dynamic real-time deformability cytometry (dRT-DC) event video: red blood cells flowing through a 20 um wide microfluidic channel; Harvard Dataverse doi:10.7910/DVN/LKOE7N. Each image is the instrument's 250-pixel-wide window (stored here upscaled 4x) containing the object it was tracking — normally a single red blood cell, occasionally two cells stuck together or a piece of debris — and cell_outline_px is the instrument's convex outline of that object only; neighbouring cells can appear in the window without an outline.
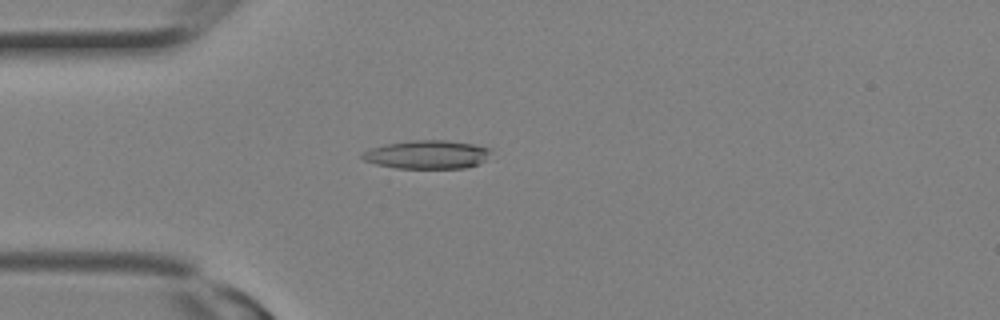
{"species": "Egyptian fruit bat (a non-hibernating species)", "species_latin": "Rousettus aegyptiacus", "temperature_condition": "room temperature", "stored_images_in_passage": 2, "camera_frame_rate_fps": 3000, "um_per_image_px": 0.085, "animal": {"sex": "female"}, "frame": {"image": 1, "passage_image": 2, "time_ms": 0.333, "image_size_px": [1000, 320], "cell_outline_px": [[492, 148], [484, 160], [480, 164], [464, 168], [396, 168], [376, 164], [364, 160], [360, 156], [364, 152], [372, 148], [384, 144], [412, 140], [444, 140], [472, 144]], "centroid_in_image_um": [36.3, 13.14], "position_along_channel_um": 48.7, "area_um2": 21.21}}